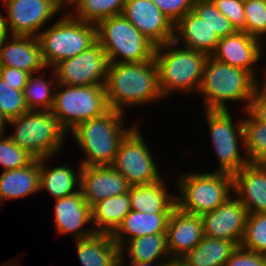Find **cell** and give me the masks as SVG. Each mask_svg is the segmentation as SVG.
<instances>
[{
	"instance_id": "6da1fadb",
	"label": "cell",
	"mask_w": 266,
	"mask_h": 266,
	"mask_svg": "<svg viewBox=\"0 0 266 266\" xmlns=\"http://www.w3.org/2000/svg\"><path fill=\"white\" fill-rule=\"evenodd\" d=\"M104 88L109 108L123 113L126 107L164 99L154 58L135 63H109Z\"/></svg>"
},
{
	"instance_id": "7a4b0ae2",
	"label": "cell",
	"mask_w": 266,
	"mask_h": 266,
	"mask_svg": "<svg viewBox=\"0 0 266 266\" xmlns=\"http://www.w3.org/2000/svg\"><path fill=\"white\" fill-rule=\"evenodd\" d=\"M258 83L260 80L258 81L247 70L219 62L212 56H208L198 93L205 98V110L226 111L229 110V102L244 101L242 110L246 111Z\"/></svg>"
},
{
	"instance_id": "3957f363",
	"label": "cell",
	"mask_w": 266,
	"mask_h": 266,
	"mask_svg": "<svg viewBox=\"0 0 266 266\" xmlns=\"http://www.w3.org/2000/svg\"><path fill=\"white\" fill-rule=\"evenodd\" d=\"M125 113L110 109L72 130L76 143L86 155L82 166H112L121 141L136 126H124Z\"/></svg>"
},
{
	"instance_id": "277c9868",
	"label": "cell",
	"mask_w": 266,
	"mask_h": 266,
	"mask_svg": "<svg viewBox=\"0 0 266 266\" xmlns=\"http://www.w3.org/2000/svg\"><path fill=\"white\" fill-rule=\"evenodd\" d=\"M167 50V51H166ZM208 55L180 47L174 41L155 48L154 59L158 67L159 88L166 98L177 93H197L203 77Z\"/></svg>"
},
{
	"instance_id": "5b68a950",
	"label": "cell",
	"mask_w": 266,
	"mask_h": 266,
	"mask_svg": "<svg viewBox=\"0 0 266 266\" xmlns=\"http://www.w3.org/2000/svg\"><path fill=\"white\" fill-rule=\"evenodd\" d=\"M8 124L15 128L8 137L35 159L57 156L68 134L51 110H29Z\"/></svg>"
},
{
	"instance_id": "8992f818",
	"label": "cell",
	"mask_w": 266,
	"mask_h": 266,
	"mask_svg": "<svg viewBox=\"0 0 266 266\" xmlns=\"http://www.w3.org/2000/svg\"><path fill=\"white\" fill-rule=\"evenodd\" d=\"M96 38L109 63H135L154 58L156 46L122 14L99 21Z\"/></svg>"
},
{
	"instance_id": "52a82bcc",
	"label": "cell",
	"mask_w": 266,
	"mask_h": 266,
	"mask_svg": "<svg viewBox=\"0 0 266 266\" xmlns=\"http://www.w3.org/2000/svg\"><path fill=\"white\" fill-rule=\"evenodd\" d=\"M37 36L42 58L49 69L61 60L79 55L96 41V24L80 21L70 12Z\"/></svg>"
},
{
	"instance_id": "ba28073f",
	"label": "cell",
	"mask_w": 266,
	"mask_h": 266,
	"mask_svg": "<svg viewBox=\"0 0 266 266\" xmlns=\"http://www.w3.org/2000/svg\"><path fill=\"white\" fill-rule=\"evenodd\" d=\"M180 195L176 206L182 211L203 215L213 211L233 195V175L224 172H193L178 177Z\"/></svg>"
},
{
	"instance_id": "9c48e42d",
	"label": "cell",
	"mask_w": 266,
	"mask_h": 266,
	"mask_svg": "<svg viewBox=\"0 0 266 266\" xmlns=\"http://www.w3.org/2000/svg\"><path fill=\"white\" fill-rule=\"evenodd\" d=\"M52 113L68 133L79 124L110 110L103 85L70 86L58 84ZM70 129V130H69Z\"/></svg>"
},
{
	"instance_id": "30bf717a",
	"label": "cell",
	"mask_w": 266,
	"mask_h": 266,
	"mask_svg": "<svg viewBox=\"0 0 266 266\" xmlns=\"http://www.w3.org/2000/svg\"><path fill=\"white\" fill-rule=\"evenodd\" d=\"M206 119L220 165L214 172L234 175L250 162L246 153L241 155L238 143L240 141L244 146L243 119L235 122L229 110H206Z\"/></svg>"
},
{
	"instance_id": "8fae6325",
	"label": "cell",
	"mask_w": 266,
	"mask_h": 266,
	"mask_svg": "<svg viewBox=\"0 0 266 266\" xmlns=\"http://www.w3.org/2000/svg\"><path fill=\"white\" fill-rule=\"evenodd\" d=\"M135 126L121 141L112 166L133 185H149L164 178L150 147Z\"/></svg>"
},
{
	"instance_id": "7c38bea8",
	"label": "cell",
	"mask_w": 266,
	"mask_h": 266,
	"mask_svg": "<svg viewBox=\"0 0 266 266\" xmlns=\"http://www.w3.org/2000/svg\"><path fill=\"white\" fill-rule=\"evenodd\" d=\"M109 61L96 41L79 55L61 60L53 69L57 83L70 86L105 85Z\"/></svg>"
},
{
	"instance_id": "4fadbf2b",
	"label": "cell",
	"mask_w": 266,
	"mask_h": 266,
	"mask_svg": "<svg viewBox=\"0 0 266 266\" xmlns=\"http://www.w3.org/2000/svg\"><path fill=\"white\" fill-rule=\"evenodd\" d=\"M3 4L7 12L3 20L11 36L37 37L43 25L63 10L54 0H3Z\"/></svg>"
},
{
	"instance_id": "5bb4252c",
	"label": "cell",
	"mask_w": 266,
	"mask_h": 266,
	"mask_svg": "<svg viewBox=\"0 0 266 266\" xmlns=\"http://www.w3.org/2000/svg\"><path fill=\"white\" fill-rule=\"evenodd\" d=\"M248 212L239 198L229 196L218 208L201 215L204 235L234 242L240 246Z\"/></svg>"
},
{
	"instance_id": "9a60e30c",
	"label": "cell",
	"mask_w": 266,
	"mask_h": 266,
	"mask_svg": "<svg viewBox=\"0 0 266 266\" xmlns=\"http://www.w3.org/2000/svg\"><path fill=\"white\" fill-rule=\"evenodd\" d=\"M122 15L156 47L173 41L174 24L151 0H126Z\"/></svg>"
},
{
	"instance_id": "2e32d148",
	"label": "cell",
	"mask_w": 266,
	"mask_h": 266,
	"mask_svg": "<svg viewBox=\"0 0 266 266\" xmlns=\"http://www.w3.org/2000/svg\"><path fill=\"white\" fill-rule=\"evenodd\" d=\"M261 40L242 30L220 38L215 52L211 55L217 61L250 72L257 80L256 63L262 57ZM256 67V68H255Z\"/></svg>"
},
{
	"instance_id": "e0dca14e",
	"label": "cell",
	"mask_w": 266,
	"mask_h": 266,
	"mask_svg": "<svg viewBox=\"0 0 266 266\" xmlns=\"http://www.w3.org/2000/svg\"><path fill=\"white\" fill-rule=\"evenodd\" d=\"M130 187L113 166H82L80 191L90 207L106 198L127 193Z\"/></svg>"
},
{
	"instance_id": "ac0fdd59",
	"label": "cell",
	"mask_w": 266,
	"mask_h": 266,
	"mask_svg": "<svg viewBox=\"0 0 266 266\" xmlns=\"http://www.w3.org/2000/svg\"><path fill=\"white\" fill-rule=\"evenodd\" d=\"M167 248L172 258L181 259L204 237L201 215L182 211L175 206L167 225Z\"/></svg>"
},
{
	"instance_id": "d6986e66",
	"label": "cell",
	"mask_w": 266,
	"mask_h": 266,
	"mask_svg": "<svg viewBox=\"0 0 266 266\" xmlns=\"http://www.w3.org/2000/svg\"><path fill=\"white\" fill-rule=\"evenodd\" d=\"M54 218L58 234H71L75 240L94 235L93 227L86 229L85 224L92 222L91 207L81 191L55 200Z\"/></svg>"
},
{
	"instance_id": "ffe728a7",
	"label": "cell",
	"mask_w": 266,
	"mask_h": 266,
	"mask_svg": "<svg viewBox=\"0 0 266 266\" xmlns=\"http://www.w3.org/2000/svg\"><path fill=\"white\" fill-rule=\"evenodd\" d=\"M0 67L17 68L30 74L40 71L44 76L48 69L37 37L11 35L0 48Z\"/></svg>"
},
{
	"instance_id": "44dd1931",
	"label": "cell",
	"mask_w": 266,
	"mask_h": 266,
	"mask_svg": "<svg viewBox=\"0 0 266 266\" xmlns=\"http://www.w3.org/2000/svg\"><path fill=\"white\" fill-rule=\"evenodd\" d=\"M233 192L248 214L266 213V165L249 162L236 172Z\"/></svg>"
},
{
	"instance_id": "7402d4cb",
	"label": "cell",
	"mask_w": 266,
	"mask_h": 266,
	"mask_svg": "<svg viewBox=\"0 0 266 266\" xmlns=\"http://www.w3.org/2000/svg\"><path fill=\"white\" fill-rule=\"evenodd\" d=\"M173 41L186 49L211 56L220 41L218 35L193 11H189L174 25Z\"/></svg>"
},
{
	"instance_id": "603a6c76",
	"label": "cell",
	"mask_w": 266,
	"mask_h": 266,
	"mask_svg": "<svg viewBox=\"0 0 266 266\" xmlns=\"http://www.w3.org/2000/svg\"><path fill=\"white\" fill-rule=\"evenodd\" d=\"M165 179L149 185H133L128 193L131 210L149 214H171L176 195L169 194Z\"/></svg>"
},
{
	"instance_id": "cb8c5ba5",
	"label": "cell",
	"mask_w": 266,
	"mask_h": 266,
	"mask_svg": "<svg viewBox=\"0 0 266 266\" xmlns=\"http://www.w3.org/2000/svg\"><path fill=\"white\" fill-rule=\"evenodd\" d=\"M171 214H149L131 210L112 234L121 248L128 240L150 234H166Z\"/></svg>"
},
{
	"instance_id": "d4e9b609",
	"label": "cell",
	"mask_w": 266,
	"mask_h": 266,
	"mask_svg": "<svg viewBox=\"0 0 266 266\" xmlns=\"http://www.w3.org/2000/svg\"><path fill=\"white\" fill-rule=\"evenodd\" d=\"M40 192V159L23 168L3 171L0 175V198L12 200Z\"/></svg>"
},
{
	"instance_id": "484cf974",
	"label": "cell",
	"mask_w": 266,
	"mask_h": 266,
	"mask_svg": "<svg viewBox=\"0 0 266 266\" xmlns=\"http://www.w3.org/2000/svg\"><path fill=\"white\" fill-rule=\"evenodd\" d=\"M75 241L78 259L83 266H118L121 251L112 234L95 233Z\"/></svg>"
},
{
	"instance_id": "4316f807",
	"label": "cell",
	"mask_w": 266,
	"mask_h": 266,
	"mask_svg": "<svg viewBox=\"0 0 266 266\" xmlns=\"http://www.w3.org/2000/svg\"><path fill=\"white\" fill-rule=\"evenodd\" d=\"M47 160L49 158L40 159V191H48L55 199L80 191L81 164L77 172L73 170L75 168L61 164L49 169Z\"/></svg>"
},
{
	"instance_id": "83f0119b",
	"label": "cell",
	"mask_w": 266,
	"mask_h": 266,
	"mask_svg": "<svg viewBox=\"0 0 266 266\" xmlns=\"http://www.w3.org/2000/svg\"><path fill=\"white\" fill-rule=\"evenodd\" d=\"M130 211L128 192L101 200L91 207L92 227L96 233L113 234Z\"/></svg>"
},
{
	"instance_id": "f1b7e54d",
	"label": "cell",
	"mask_w": 266,
	"mask_h": 266,
	"mask_svg": "<svg viewBox=\"0 0 266 266\" xmlns=\"http://www.w3.org/2000/svg\"><path fill=\"white\" fill-rule=\"evenodd\" d=\"M120 251L123 254L127 251L128 260L134 262L170 263L172 261L167 248V234H150L133 238L128 240Z\"/></svg>"
},
{
	"instance_id": "f546056e",
	"label": "cell",
	"mask_w": 266,
	"mask_h": 266,
	"mask_svg": "<svg viewBox=\"0 0 266 266\" xmlns=\"http://www.w3.org/2000/svg\"><path fill=\"white\" fill-rule=\"evenodd\" d=\"M236 248L234 242L204 235L198 245L181 259L190 266H225Z\"/></svg>"
},
{
	"instance_id": "4dcf8cb0",
	"label": "cell",
	"mask_w": 266,
	"mask_h": 266,
	"mask_svg": "<svg viewBox=\"0 0 266 266\" xmlns=\"http://www.w3.org/2000/svg\"><path fill=\"white\" fill-rule=\"evenodd\" d=\"M51 71H53L54 77L49 80H45L43 75L35 77V74H31L29 76L23 89V95L29 110H52L55 100L54 90H56L58 85L56 82L58 81H56L57 77L53 68Z\"/></svg>"
},
{
	"instance_id": "1f68e13d",
	"label": "cell",
	"mask_w": 266,
	"mask_h": 266,
	"mask_svg": "<svg viewBox=\"0 0 266 266\" xmlns=\"http://www.w3.org/2000/svg\"><path fill=\"white\" fill-rule=\"evenodd\" d=\"M125 2L126 0H77L71 6L74 13L69 12L80 21L97 24L103 19L121 15Z\"/></svg>"
},
{
	"instance_id": "d6a6232c",
	"label": "cell",
	"mask_w": 266,
	"mask_h": 266,
	"mask_svg": "<svg viewBox=\"0 0 266 266\" xmlns=\"http://www.w3.org/2000/svg\"><path fill=\"white\" fill-rule=\"evenodd\" d=\"M245 114L243 149L250 162L266 165V124L256 120L247 110Z\"/></svg>"
},
{
	"instance_id": "836d02e7",
	"label": "cell",
	"mask_w": 266,
	"mask_h": 266,
	"mask_svg": "<svg viewBox=\"0 0 266 266\" xmlns=\"http://www.w3.org/2000/svg\"><path fill=\"white\" fill-rule=\"evenodd\" d=\"M192 11L214 31L219 38L234 34L236 27L212 3L211 0H195Z\"/></svg>"
},
{
	"instance_id": "e575fe53",
	"label": "cell",
	"mask_w": 266,
	"mask_h": 266,
	"mask_svg": "<svg viewBox=\"0 0 266 266\" xmlns=\"http://www.w3.org/2000/svg\"><path fill=\"white\" fill-rule=\"evenodd\" d=\"M240 246L266 254V213L248 214Z\"/></svg>"
},
{
	"instance_id": "d590c367",
	"label": "cell",
	"mask_w": 266,
	"mask_h": 266,
	"mask_svg": "<svg viewBox=\"0 0 266 266\" xmlns=\"http://www.w3.org/2000/svg\"><path fill=\"white\" fill-rule=\"evenodd\" d=\"M246 17L243 32L266 43V0H244Z\"/></svg>"
},
{
	"instance_id": "8d00e7d4",
	"label": "cell",
	"mask_w": 266,
	"mask_h": 266,
	"mask_svg": "<svg viewBox=\"0 0 266 266\" xmlns=\"http://www.w3.org/2000/svg\"><path fill=\"white\" fill-rule=\"evenodd\" d=\"M34 159L25 149L12 142L8 136L5 138L4 134L0 135V165L3 166V171L23 168Z\"/></svg>"
},
{
	"instance_id": "74e56055",
	"label": "cell",
	"mask_w": 266,
	"mask_h": 266,
	"mask_svg": "<svg viewBox=\"0 0 266 266\" xmlns=\"http://www.w3.org/2000/svg\"><path fill=\"white\" fill-rule=\"evenodd\" d=\"M0 111L8 120L29 111L23 91L14 89L0 77Z\"/></svg>"
},
{
	"instance_id": "f35d334b",
	"label": "cell",
	"mask_w": 266,
	"mask_h": 266,
	"mask_svg": "<svg viewBox=\"0 0 266 266\" xmlns=\"http://www.w3.org/2000/svg\"><path fill=\"white\" fill-rule=\"evenodd\" d=\"M217 9L231 21L237 30L245 27L244 0H211Z\"/></svg>"
},
{
	"instance_id": "ab89813d",
	"label": "cell",
	"mask_w": 266,
	"mask_h": 266,
	"mask_svg": "<svg viewBox=\"0 0 266 266\" xmlns=\"http://www.w3.org/2000/svg\"><path fill=\"white\" fill-rule=\"evenodd\" d=\"M161 12L175 25L189 11L195 0H151Z\"/></svg>"
},
{
	"instance_id": "60d3db41",
	"label": "cell",
	"mask_w": 266,
	"mask_h": 266,
	"mask_svg": "<svg viewBox=\"0 0 266 266\" xmlns=\"http://www.w3.org/2000/svg\"><path fill=\"white\" fill-rule=\"evenodd\" d=\"M225 266H266V254L253 252L237 246Z\"/></svg>"
},
{
	"instance_id": "b9f144b4",
	"label": "cell",
	"mask_w": 266,
	"mask_h": 266,
	"mask_svg": "<svg viewBox=\"0 0 266 266\" xmlns=\"http://www.w3.org/2000/svg\"><path fill=\"white\" fill-rule=\"evenodd\" d=\"M264 74V83L262 86L259 83L256 85L247 111L256 120L266 124V72Z\"/></svg>"
},
{
	"instance_id": "7bdbcfd3",
	"label": "cell",
	"mask_w": 266,
	"mask_h": 266,
	"mask_svg": "<svg viewBox=\"0 0 266 266\" xmlns=\"http://www.w3.org/2000/svg\"><path fill=\"white\" fill-rule=\"evenodd\" d=\"M31 74L12 67H0V77L14 89L23 91Z\"/></svg>"
},
{
	"instance_id": "ee69618b",
	"label": "cell",
	"mask_w": 266,
	"mask_h": 266,
	"mask_svg": "<svg viewBox=\"0 0 266 266\" xmlns=\"http://www.w3.org/2000/svg\"><path fill=\"white\" fill-rule=\"evenodd\" d=\"M123 255L124 254L122 252H120L118 255V266H127L125 264V259L127 258H124ZM153 264L155 266H167L169 263H156L155 264L154 262H134L130 260V264H128V266H152Z\"/></svg>"
},
{
	"instance_id": "f6af8a7d",
	"label": "cell",
	"mask_w": 266,
	"mask_h": 266,
	"mask_svg": "<svg viewBox=\"0 0 266 266\" xmlns=\"http://www.w3.org/2000/svg\"><path fill=\"white\" fill-rule=\"evenodd\" d=\"M9 37L7 26L3 20L2 13H0V48L4 41Z\"/></svg>"
},
{
	"instance_id": "bcb514c9",
	"label": "cell",
	"mask_w": 266,
	"mask_h": 266,
	"mask_svg": "<svg viewBox=\"0 0 266 266\" xmlns=\"http://www.w3.org/2000/svg\"><path fill=\"white\" fill-rule=\"evenodd\" d=\"M9 123V120L6 118V116L0 111V135L5 134V127L6 124Z\"/></svg>"
},
{
	"instance_id": "7dc6e473",
	"label": "cell",
	"mask_w": 266,
	"mask_h": 266,
	"mask_svg": "<svg viewBox=\"0 0 266 266\" xmlns=\"http://www.w3.org/2000/svg\"><path fill=\"white\" fill-rule=\"evenodd\" d=\"M167 266H190L185 263L182 259H174Z\"/></svg>"
},
{
	"instance_id": "c3c4849f",
	"label": "cell",
	"mask_w": 266,
	"mask_h": 266,
	"mask_svg": "<svg viewBox=\"0 0 266 266\" xmlns=\"http://www.w3.org/2000/svg\"><path fill=\"white\" fill-rule=\"evenodd\" d=\"M54 1L56 3H58L61 6L62 9L65 7V4H66V6H68V0H54Z\"/></svg>"
},
{
	"instance_id": "681fc988",
	"label": "cell",
	"mask_w": 266,
	"mask_h": 266,
	"mask_svg": "<svg viewBox=\"0 0 266 266\" xmlns=\"http://www.w3.org/2000/svg\"><path fill=\"white\" fill-rule=\"evenodd\" d=\"M77 0H68V7L72 6Z\"/></svg>"
}]
</instances>
